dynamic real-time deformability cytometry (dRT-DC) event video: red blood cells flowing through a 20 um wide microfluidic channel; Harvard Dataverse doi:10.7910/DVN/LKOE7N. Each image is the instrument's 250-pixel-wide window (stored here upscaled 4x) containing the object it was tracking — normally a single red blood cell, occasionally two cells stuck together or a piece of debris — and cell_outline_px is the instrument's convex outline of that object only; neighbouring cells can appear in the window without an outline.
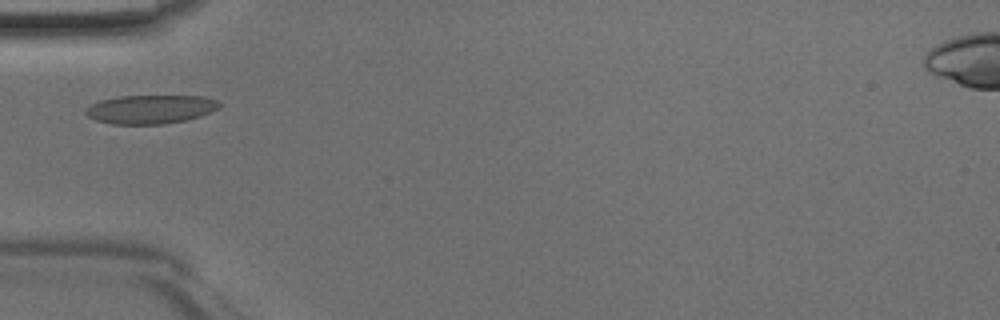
{"species": "Egyptian fruit bat (a non-hibernating species)", "species_latin": "Rousettus aegyptiacus", "temperature_condition": "room temperature", "stored_images_in_passage": 32, "camera_frame_rate_fps": 3000, "um_per_image_px": 0.085, "animal": {"sex": "male"}, "frame": {"image": 1, "passage_image": 1, "time_ms": 0.0, "image_size_px": [1000, 320], "cell_outline_px": [[220, 108], [200, 116], [184, 120], [164, 124], [112, 124], [96, 120], [88, 116], [84, 112], [84, 108], [100, 100], [120, 96], [204, 96], [216, 100], [220, 104]], "centroid_in_image_um": [12.77, 9.28], "position_along_channel_um": 72.2, "area_um2": 22.37}}
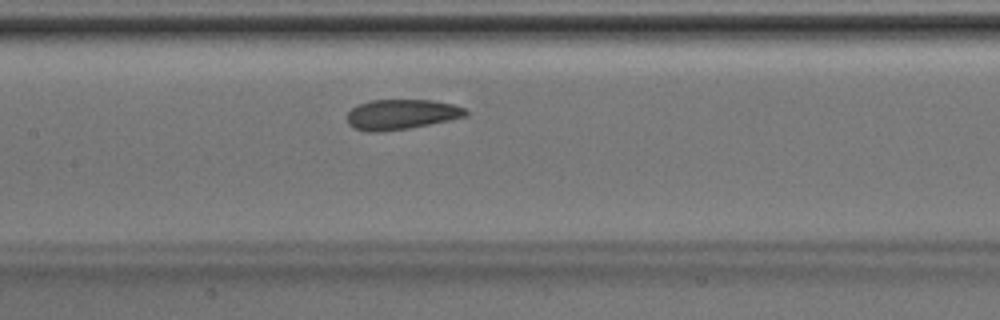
{"frame": {"image": 2, "passage_image": 8, "time_ms": 2.333, "image_size_px": [1000, 320], "cell_outline_px": [[468, 116], [408, 128], [380, 132], [368, 132], [352, 128], [348, 124], [348, 112], [352, 108], [360, 104], [372, 100], [432, 100], [456, 104], [464, 108], [468, 112]], "centroid_in_image_um": [34.12, 9.72], "position_along_channel_um": 173.3, "area_um2": 20.81}}
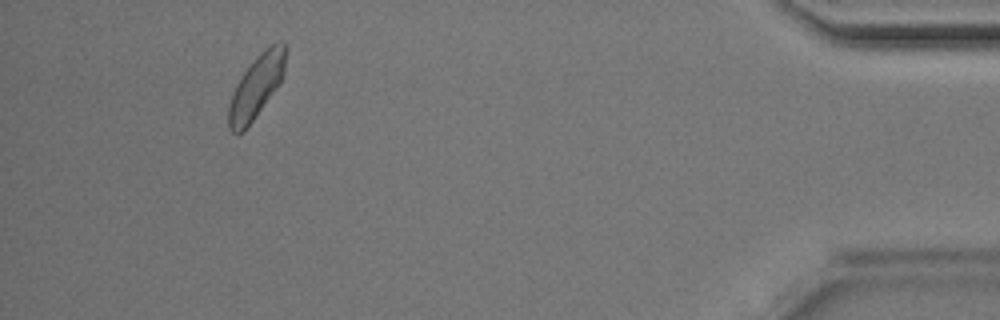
{"frame": {"image": 3, "passage_image": 29, "time_ms": 9.333, "image_size_px": [1000, 320], "cell_outline_px": [[288, 48], [284, 72], [280, 84], [244, 132], [232, 132], [228, 128], [228, 108], [232, 92], [236, 84], [244, 72], [256, 56], [264, 48], [280, 40], [284, 40], [288, 44]], "centroid_in_image_um": [21.83, 7.3], "position_along_channel_um": 413.4, "area_um2": 21.33}}